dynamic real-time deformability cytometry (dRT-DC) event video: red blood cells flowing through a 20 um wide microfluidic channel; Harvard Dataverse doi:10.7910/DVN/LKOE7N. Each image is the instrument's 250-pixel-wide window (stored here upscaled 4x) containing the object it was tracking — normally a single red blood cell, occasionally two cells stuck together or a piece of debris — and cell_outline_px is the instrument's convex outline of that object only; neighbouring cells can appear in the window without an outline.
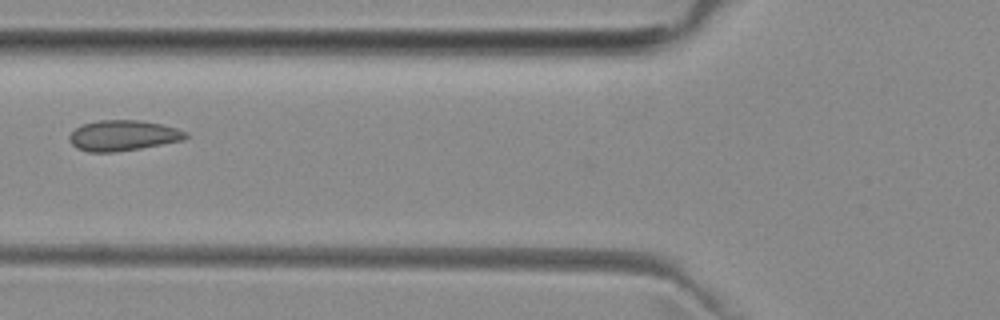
{"species": "common noctule bat (a hibernating species)", "species_latin": "Nyctalus noctula", "temperature_condition": "room temperature", "stored_images_in_passage": 7, "camera_frame_rate_fps": 3000, "um_per_image_px": 0.085, "animal": {"sex": "female", "body_mass_g": 29.2, "forearm_length_mm": 56.3}, "frame": {"image": 1, "passage_image": 5, "time_ms": 5.0, "image_size_px": [1000, 320], "cell_outline_px": [[188, 136], [184, 140], [140, 148], [112, 152], [88, 152], [76, 148], [68, 140], [68, 136], [76, 128], [84, 124], [96, 120], [140, 120], [160, 124], [176, 128], [188, 132]], "centroid_in_image_um": [10.45, 11.52], "position_along_channel_um": 115.4, "area_um2": 20.69}}
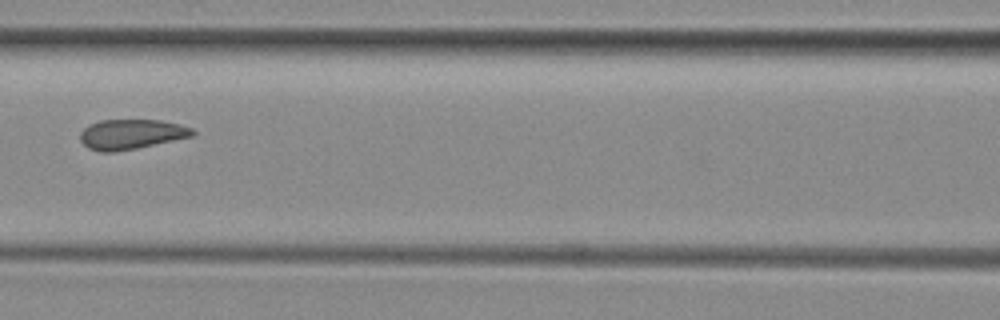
{"frame": {"image": 2, "passage_image": 6, "time_ms": 6.0, "image_size_px": [1000, 320], "cell_outline_px": [[196, 132], [192, 136], [136, 148], [112, 152], [100, 152], [88, 148], [80, 140], [80, 132], [88, 124], [100, 120], [160, 120], [180, 124], [192, 128]], "centroid_in_image_um": [11.13, 11.4], "position_along_channel_um": 155.5, "area_um2": 19.54}}
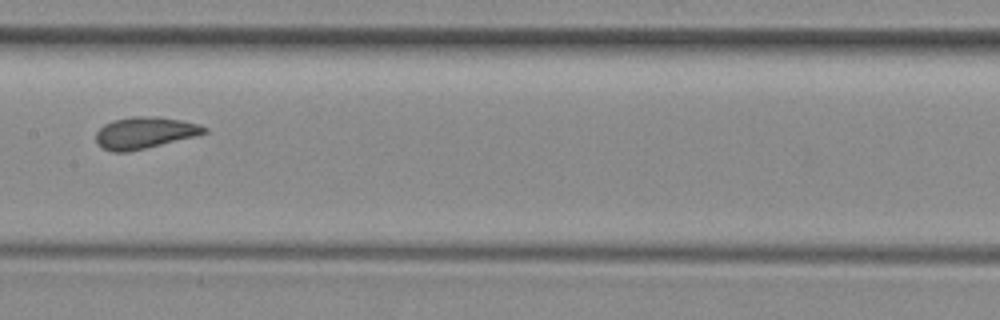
{"frame": {"image": 3, "passage_image": 7, "time_ms": 7.0, "image_size_px": [1000, 320], "cell_outline_px": [[208, 132], [196, 136], [128, 152], [112, 152], [96, 144], [96, 132], [104, 124], [112, 120], [132, 116], [156, 116], [180, 120], [200, 124], [208, 128]], "centroid_in_image_um": [12.29, 11.28], "position_along_channel_um": 195.1, "area_um2": 20.06}}